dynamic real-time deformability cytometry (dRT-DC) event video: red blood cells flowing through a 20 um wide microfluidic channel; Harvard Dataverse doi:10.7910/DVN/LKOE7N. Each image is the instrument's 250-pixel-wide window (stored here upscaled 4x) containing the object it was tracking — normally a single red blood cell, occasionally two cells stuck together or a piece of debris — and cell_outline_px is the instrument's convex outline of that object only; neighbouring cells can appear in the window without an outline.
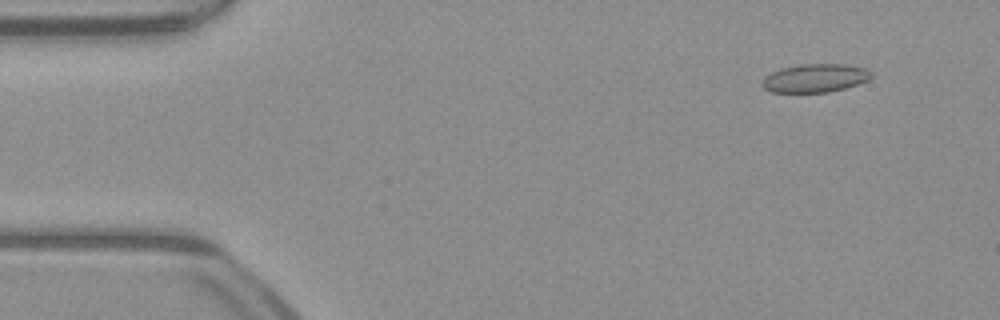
{"species": "common noctule bat (a hibernating species)", "species_latin": "Nyctalus noctula", "temperature_condition": "warm", "stored_images_in_passage": 52, "camera_frame_rate_fps": 3000, "um_per_image_px": 0.085, "animal": {"sex": "male", "body_mass_g": 23.1, "forearm_length_mm": 52.7}, "frame": {"image": 1, "passage_image": 5, "time_ms": 1.333, "image_size_px": [1000, 320], "cell_outline_px": [[872, 76], [868, 80], [844, 88], [828, 92], [772, 92], [764, 88], [760, 84], [764, 76], [780, 68], [800, 64], [844, 64], [868, 68], [872, 72]], "centroid_in_image_um": [69.27, 6.63], "position_along_channel_um": 15.7, "area_um2": 18.15}}
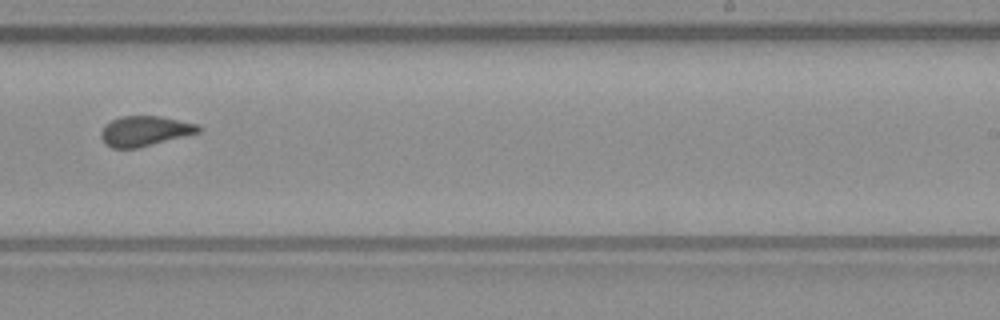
{"frame": {"image": 2, "passage_image": 32, "time_ms": 10.333, "image_size_px": [1000, 320], "cell_outline_px": [[200, 132], [140, 148], [112, 148], [104, 144], [100, 136], [100, 132], [104, 124], [120, 116], [160, 116], [196, 124], [200, 128]], "centroid_in_image_um": [12.25, 11.15], "position_along_channel_um": 276.8, "area_um2": 17.17}}
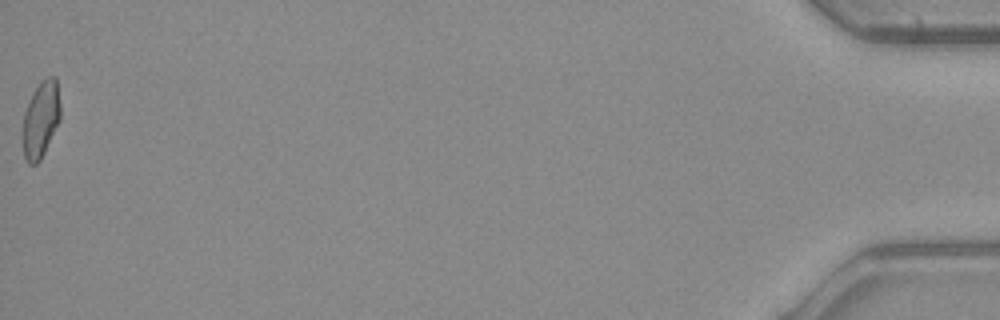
{"frame": {"image": 3, "passage_image": 52, "time_ms": 17.0, "image_size_px": [1000, 320], "cell_outline_px": [[60, 120], [40, 160], [36, 164], [28, 164], [24, 156], [24, 112], [32, 92], [40, 80], [48, 76], [56, 76], [60, 104]], "centroid_in_image_um": [3.49, 10.09], "position_along_channel_um": 431.7, "area_um2": 16.65}, "authors_computed_cell_mechanics": {"area_um2": 17.4556, "velocity_mm_per_s": 4.0037, "shape_relaxation_time_tau1_ms": null, "shape_relaxation_time_tau2_ms": 1.1389, "deformation_change_tau1": null, "deformation_change_tau2": 0.0558}}